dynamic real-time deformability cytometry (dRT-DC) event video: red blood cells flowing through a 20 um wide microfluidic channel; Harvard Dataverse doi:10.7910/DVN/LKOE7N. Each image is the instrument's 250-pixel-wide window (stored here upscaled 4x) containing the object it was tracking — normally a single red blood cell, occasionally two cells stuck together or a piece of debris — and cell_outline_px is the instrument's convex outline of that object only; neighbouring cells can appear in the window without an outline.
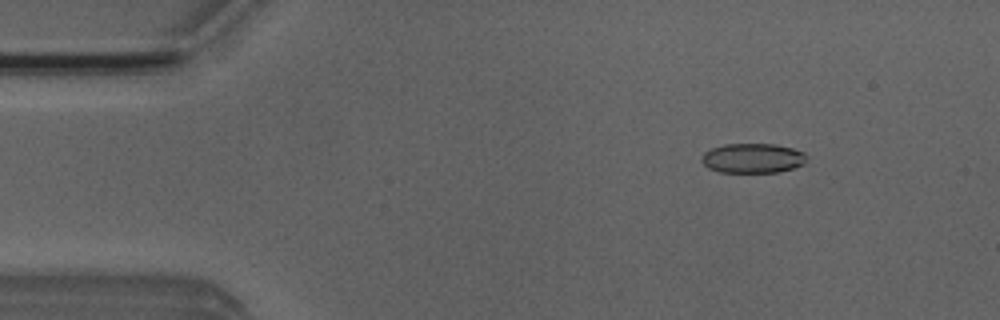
{"species": "Egyptian fruit bat (a non-hibernating species)", "species_latin": "Rousettus aegyptiacus", "temperature_condition": "room temperature", "stored_images_in_passage": 4, "camera_frame_rate_fps": 3000, "um_per_image_px": 0.085, "animal": {"sex": "male"}, "frame": {"image": 1, "passage_image": 2, "time_ms": 1.0, "image_size_px": [1000, 320], "cell_outline_px": [[808, 156], [804, 164], [792, 168], [776, 172], [720, 172], [708, 168], [700, 160], [700, 156], [704, 152], [712, 148], [724, 144], [776, 144], [792, 148], [804, 152]], "centroid_in_image_um": [63.97, 13.44], "position_along_channel_um": 21.0, "area_um2": 18.26}}